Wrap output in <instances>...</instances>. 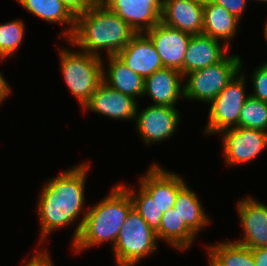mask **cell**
Here are the masks:
<instances>
[{
	"label": "cell",
	"mask_w": 267,
	"mask_h": 266,
	"mask_svg": "<svg viewBox=\"0 0 267 266\" xmlns=\"http://www.w3.org/2000/svg\"><path fill=\"white\" fill-rule=\"evenodd\" d=\"M240 71L236 77L209 104L208 122L204 134H219L239 126L242 106L249 98L245 91V74Z\"/></svg>",
	"instance_id": "obj_7"
},
{
	"label": "cell",
	"mask_w": 267,
	"mask_h": 266,
	"mask_svg": "<svg viewBox=\"0 0 267 266\" xmlns=\"http://www.w3.org/2000/svg\"><path fill=\"white\" fill-rule=\"evenodd\" d=\"M23 20L15 19L0 23V59L10 58L17 52L25 35Z\"/></svg>",
	"instance_id": "obj_26"
},
{
	"label": "cell",
	"mask_w": 267,
	"mask_h": 266,
	"mask_svg": "<svg viewBox=\"0 0 267 266\" xmlns=\"http://www.w3.org/2000/svg\"><path fill=\"white\" fill-rule=\"evenodd\" d=\"M130 195L133 208L147 222L148 226L156 233L159 230L163 213L160 211L156 202L140 186L137 192L133 188L120 184Z\"/></svg>",
	"instance_id": "obj_25"
},
{
	"label": "cell",
	"mask_w": 267,
	"mask_h": 266,
	"mask_svg": "<svg viewBox=\"0 0 267 266\" xmlns=\"http://www.w3.org/2000/svg\"><path fill=\"white\" fill-rule=\"evenodd\" d=\"M29 13L49 23L66 24L61 36L69 40L75 29L76 16L60 0H16ZM69 25V26H68Z\"/></svg>",
	"instance_id": "obj_21"
},
{
	"label": "cell",
	"mask_w": 267,
	"mask_h": 266,
	"mask_svg": "<svg viewBox=\"0 0 267 266\" xmlns=\"http://www.w3.org/2000/svg\"><path fill=\"white\" fill-rule=\"evenodd\" d=\"M60 69L70 92L83 107L103 80L101 57L60 48Z\"/></svg>",
	"instance_id": "obj_4"
},
{
	"label": "cell",
	"mask_w": 267,
	"mask_h": 266,
	"mask_svg": "<svg viewBox=\"0 0 267 266\" xmlns=\"http://www.w3.org/2000/svg\"><path fill=\"white\" fill-rule=\"evenodd\" d=\"M136 32L115 12L98 0L92 7L76 15L75 29L68 44L81 51L101 57L117 55Z\"/></svg>",
	"instance_id": "obj_2"
},
{
	"label": "cell",
	"mask_w": 267,
	"mask_h": 266,
	"mask_svg": "<svg viewBox=\"0 0 267 266\" xmlns=\"http://www.w3.org/2000/svg\"><path fill=\"white\" fill-rule=\"evenodd\" d=\"M182 73L173 68H162L144 79L143 96L149 95L154 105L175 107L179 97L184 98Z\"/></svg>",
	"instance_id": "obj_17"
},
{
	"label": "cell",
	"mask_w": 267,
	"mask_h": 266,
	"mask_svg": "<svg viewBox=\"0 0 267 266\" xmlns=\"http://www.w3.org/2000/svg\"><path fill=\"white\" fill-rule=\"evenodd\" d=\"M265 38H266V41H267V31H265Z\"/></svg>",
	"instance_id": "obj_36"
},
{
	"label": "cell",
	"mask_w": 267,
	"mask_h": 266,
	"mask_svg": "<svg viewBox=\"0 0 267 266\" xmlns=\"http://www.w3.org/2000/svg\"><path fill=\"white\" fill-rule=\"evenodd\" d=\"M139 180V185L156 202L162 213L174 207L178 192L186 185L183 177L155 163Z\"/></svg>",
	"instance_id": "obj_12"
},
{
	"label": "cell",
	"mask_w": 267,
	"mask_h": 266,
	"mask_svg": "<svg viewBox=\"0 0 267 266\" xmlns=\"http://www.w3.org/2000/svg\"><path fill=\"white\" fill-rule=\"evenodd\" d=\"M88 164L75 165L42 186L37 204L41 221V242H45L54 230L78 221L82 211L86 210L84 193L90 168Z\"/></svg>",
	"instance_id": "obj_1"
},
{
	"label": "cell",
	"mask_w": 267,
	"mask_h": 266,
	"mask_svg": "<svg viewBox=\"0 0 267 266\" xmlns=\"http://www.w3.org/2000/svg\"><path fill=\"white\" fill-rule=\"evenodd\" d=\"M10 90L11 89L8 82L5 80L4 76L0 72V104L8 98L11 93Z\"/></svg>",
	"instance_id": "obj_33"
},
{
	"label": "cell",
	"mask_w": 267,
	"mask_h": 266,
	"mask_svg": "<svg viewBox=\"0 0 267 266\" xmlns=\"http://www.w3.org/2000/svg\"><path fill=\"white\" fill-rule=\"evenodd\" d=\"M267 20V19H266ZM265 31H267V21L265 23V28H264Z\"/></svg>",
	"instance_id": "obj_34"
},
{
	"label": "cell",
	"mask_w": 267,
	"mask_h": 266,
	"mask_svg": "<svg viewBox=\"0 0 267 266\" xmlns=\"http://www.w3.org/2000/svg\"><path fill=\"white\" fill-rule=\"evenodd\" d=\"M157 238L168 242L178 250H188L196 235L186 226L174 208L163 213Z\"/></svg>",
	"instance_id": "obj_23"
},
{
	"label": "cell",
	"mask_w": 267,
	"mask_h": 266,
	"mask_svg": "<svg viewBox=\"0 0 267 266\" xmlns=\"http://www.w3.org/2000/svg\"><path fill=\"white\" fill-rule=\"evenodd\" d=\"M251 78L254 92L250 96L267 103V62L256 68Z\"/></svg>",
	"instance_id": "obj_28"
},
{
	"label": "cell",
	"mask_w": 267,
	"mask_h": 266,
	"mask_svg": "<svg viewBox=\"0 0 267 266\" xmlns=\"http://www.w3.org/2000/svg\"><path fill=\"white\" fill-rule=\"evenodd\" d=\"M203 16L202 34L221 40L230 47L229 42L236 35L240 20L224 7L207 0H204Z\"/></svg>",
	"instance_id": "obj_19"
},
{
	"label": "cell",
	"mask_w": 267,
	"mask_h": 266,
	"mask_svg": "<svg viewBox=\"0 0 267 266\" xmlns=\"http://www.w3.org/2000/svg\"><path fill=\"white\" fill-rule=\"evenodd\" d=\"M209 266H255L252 249L236 241L207 246Z\"/></svg>",
	"instance_id": "obj_24"
},
{
	"label": "cell",
	"mask_w": 267,
	"mask_h": 266,
	"mask_svg": "<svg viewBox=\"0 0 267 266\" xmlns=\"http://www.w3.org/2000/svg\"><path fill=\"white\" fill-rule=\"evenodd\" d=\"M179 112L175 107L154 105L153 103L135 117V128L146 145L169 139L179 125Z\"/></svg>",
	"instance_id": "obj_9"
},
{
	"label": "cell",
	"mask_w": 267,
	"mask_h": 266,
	"mask_svg": "<svg viewBox=\"0 0 267 266\" xmlns=\"http://www.w3.org/2000/svg\"><path fill=\"white\" fill-rule=\"evenodd\" d=\"M76 16L92 7L98 0H60Z\"/></svg>",
	"instance_id": "obj_30"
},
{
	"label": "cell",
	"mask_w": 267,
	"mask_h": 266,
	"mask_svg": "<svg viewBox=\"0 0 267 266\" xmlns=\"http://www.w3.org/2000/svg\"><path fill=\"white\" fill-rule=\"evenodd\" d=\"M173 208L195 235L210 223L198 195L188 187V184L178 192Z\"/></svg>",
	"instance_id": "obj_22"
},
{
	"label": "cell",
	"mask_w": 267,
	"mask_h": 266,
	"mask_svg": "<svg viewBox=\"0 0 267 266\" xmlns=\"http://www.w3.org/2000/svg\"><path fill=\"white\" fill-rule=\"evenodd\" d=\"M117 56L143 79L164 68L154 44L145 33H136Z\"/></svg>",
	"instance_id": "obj_15"
},
{
	"label": "cell",
	"mask_w": 267,
	"mask_h": 266,
	"mask_svg": "<svg viewBox=\"0 0 267 266\" xmlns=\"http://www.w3.org/2000/svg\"><path fill=\"white\" fill-rule=\"evenodd\" d=\"M145 34L154 44L163 66L182 73L185 53L192 34L167 26L161 21Z\"/></svg>",
	"instance_id": "obj_11"
},
{
	"label": "cell",
	"mask_w": 267,
	"mask_h": 266,
	"mask_svg": "<svg viewBox=\"0 0 267 266\" xmlns=\"http://www.w3.org/2000/svg\"><path fill=\"white\" fill-rule=\"evenodd\" d=\"M255 266H267V246L252 249Z\"/></svg>",
	"instance_id": "obj_32"
},
{
	"label": "cell",
	"mask_w": 267,
	"mask_h": 266,
	"mask_svg": "<svg viewBox=\"0 0 267 266\" xmlns=\"http://www.w3.org/2000/svg\"><path fill=\"white\" fill-rule=\"evenodd\" d=\"M240 55H227L223 60L188 73L183 83L184 98L210 103L242 70Z\"/></svg>",
	"instance_id": "obj_5"
},
{
	"label": "cell",
	"mask_w": 267,
	"mask_h": 266,
	"mask_svg": "<svg viewBox=\"0 0 267 266\" xmlns=\"http://www.w3.org/2000/svg\"><path fill=\"white\" fill-rule=\"evenodd\" d=\"M204 0H163L161 22L183 32L202 34Z\"/></svg>",
	"instance_id": "obj_16"
},
{
	"label": "cell",
	"mask_w": 267,
	"mask_h": 266,
	"mask_svg": "<svg viewBox=\"0 0 267 266\" xmlns=\"http://www.w3.org/2000/svg\"><path fill=\"white\" fill-rule=\"evenodd\" d=\"M229 49L226 44L221 46L218 39L204 34L192 35L183 61V77L223 60Z\"/></svg>",
	"instance_id": "obj_18"
},
{
	"label": "cell",
	"mask_w": 267,
	"mask_h": 266,
	"mask_svg": "<svg viewBox=\"0 0 267 266\" xmlns=\"http://www.w3.org/2000/svg\"><path fill=\"white\" fill-rule=\"evenodd\" d=\"M137 105L136 99L117 91L102 80L82 109L117 120L135 121Z\"/></svg>",
	"instance_id": "obj_13"
},
{
	"label": "cell",
	"mask_w": 267,
	"mask_h": 266,
	"mask_svg": "<svg viewBox=\"0 0 267 266\" xmlns=\"http://www.w3.org/2000/svg\"><path fill=\"white\" fill-rule=\"evenodd\" d=\"M224 7L232 15L240 20L242 14L246 10L248 0H207Z\"/></svg>",
	"instance_id": "obj_29"
},
{
	"label": "cell",
	"mask_w": 267,
	"mask_h": 266,
	"mask_svg": "<svg viewBox=\"0 0 267 266\" xmlns=\"http://www.w3.org/2000/svg\"><path fill=\"white\" fill-rule=\"evenodd\" d=\"M239 127L267 132V103L249 96L240 111Z\"/></svg>",
	"instance_id": "obj_27"
},
{
	"label": "cell",
	"mask_w": 267,
	"mask_h": 266,
	"mask_svg": "<svg viewBox=\"0 0 267 266\" xmlns=\"http://www.w3.org/2000/svg\"><path fill=\"white\" fill-rule=\"evenodd\" d=\"M136 33H145L161 21L163 0H100Z\"/></svg>",
	"instance_id": "obj_10"
},
{
	"label": "cell",
	"mask_w": 267,
	"mask_h": 266,
	"mask_svg": "<svg viewBox=\"0 0 267 266\" xmlns=\"http://www.w3.org/2000/svg\"><path fill=\"white\" fill-rule=\"evenodd\" d=\"M111 189L109 195L85 211L75 228L72 249L76 253L108 240L114 247L133 203L129 193L120 184Z\"/></svg>",
	"instance_id": "obj_3"
},
{
	"label": "cell",
	"mask_w": 267,
	"mask_h": 266,
	"mask_svg": "<svg viewBox=\"0 0 267 266\" xmlns=\"http://www.w3.org/2000/svg\"><path fill=\"white\" fill-rule=\"evenodd\" d=\"M39 251V252H38ZM48 250H37L31 259L26 263V266H54Z\"/></svg>",
	"instance_id": "obj_31"
},
{
	"label": "cell",
	"mask_w": 267,
	"mask_h": 266,
	"mask_svg": "<svg viewBox=\"0 0 267 266\" xmlns=\"http://www.w3.org/2000/svg\"><path fill=\"white\" fill-rule=\"evenodd\" d=\"M157 240L156 233L132 208L112 249L117 266H135L145 256L156 251Z\"/></svg>",
	"instance_id": "obj_6"
},
{
	"label": "cell",
	"mask_w": 267,
	"mask_h": 266,
	"mask_svg": "<svg viewBox=\"0 0 267 266\" xmlns=\"http://www.w3.org/2000/svg\"><path fill=\"white\" fill-rule=\"evenodd\" d=\"M256 200L242 198L237 206L244 236L236 242L251 249L267 246V205Z\"/></svg>",
	"instance_id": "obj_14"
},
{
	"label": "cell",
	"mask_w": 267,
	"mask_h": 266,
	"mask_svg": "<svg viewBox=\"0 0 267 266\" xmlns=\"http://www.w3.org/2000/svg\"><path fill=\"white\" fill-rule=\"evenodd\" d=\"M107 57L109 68L105 70L103 67V81L110 87L134 99L143 97L144 79L128 68L117 55Z\"/></svg>",
	"instance_id": "obj_20"
},
{
	"label": "cell",
	"mask_w": 267,
	"mask_h": 266,
	"mask_svg": "<svg viewBox=\"0 0 267 266\" xmlns=\"http://www.w3.org/2000/svg\"><path fill=\"white\" fill-rule=\"evenodd\" d=\"M256 1H259V2H260V1H261V2H267V0H256Z\"/></svg>",
	"instance_id": "obj_35"
},
{
	"label": "cell",
	"mask_w": 267,
	"mask_h": 266,
	"mask_svg": "<svg viewBox=\"0 0 267 266\" xmlns=\"http://www.w3.org/2000/svg\"><path fill=\"white\" fill-rule=\"evenodd\" d=\"M220 136L228 166L251 162L267 149V132L263 130L238 126L222 131Z\"/></svg>",
	"instance_id": "obj_8"
}]
</instances>
